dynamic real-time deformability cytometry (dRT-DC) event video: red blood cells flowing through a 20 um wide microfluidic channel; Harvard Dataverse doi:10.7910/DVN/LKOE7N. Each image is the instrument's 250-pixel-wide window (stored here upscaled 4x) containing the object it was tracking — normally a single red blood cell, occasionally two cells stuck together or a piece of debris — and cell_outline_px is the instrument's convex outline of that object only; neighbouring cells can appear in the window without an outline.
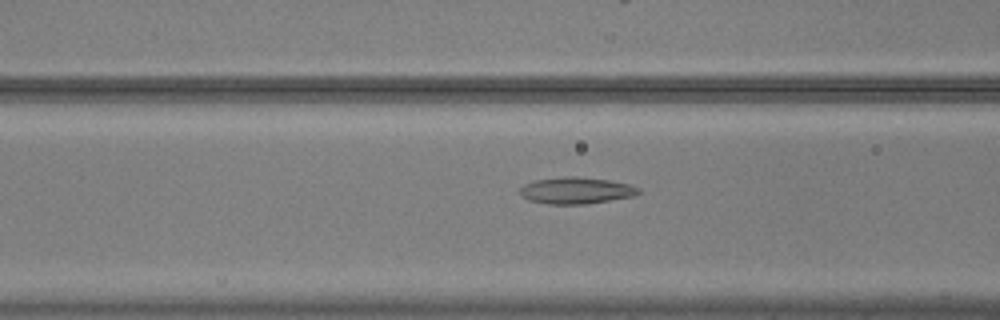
{"species": "common noctule bat (a hibernating species)", "species_latin": "Nyctalus noctula", "temperature_condition": "warm", "stored_images_in_passage": 48, "camera_frame_rate_fps": 3000, "um_per_image_px": 0.085, "animal": {"sex": "male", "body_mass_g": 20.5, "forearm_length_mm": 52.5}, "frame": {"image": 1, "passage_image": 15, "time_ms": 4.667, "image_size_px": [1000, 320], "cell_outline_px": [[640, 192], [636, 196], [584, 204], [548, 204], [528, 200], [520, 196], [520, 188], [524, 184], [536, 180], [564, 176], [576, 176], [608, 180], [632, 184], [640, 188]], "centroid_in_image_um": [48.99, 16.19], "position_along_channel_um": 117.6, "area_um2": 18.55}}
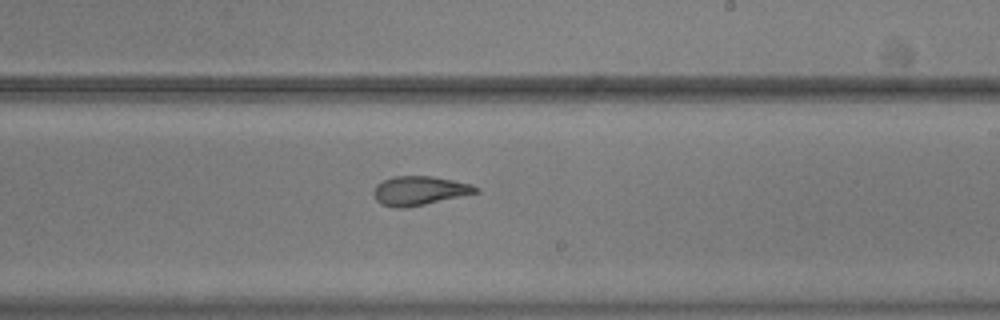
{"frame": {"image": 2, "passage_image": 26, "time_ms": 8.333, "image_size_px": [1000, 320], "cell_outline_px": [[480, 192], [408, 208], [396, 208], [380, 204], [376, 200], [372, 192], [376, 184], [392, 176], [432, 176], [472, 184], [480, 188]], "centroid_in_image_um": [35.64, 16.21], "position_along_channel_um": 253.4, "area_um2": 17.51}}
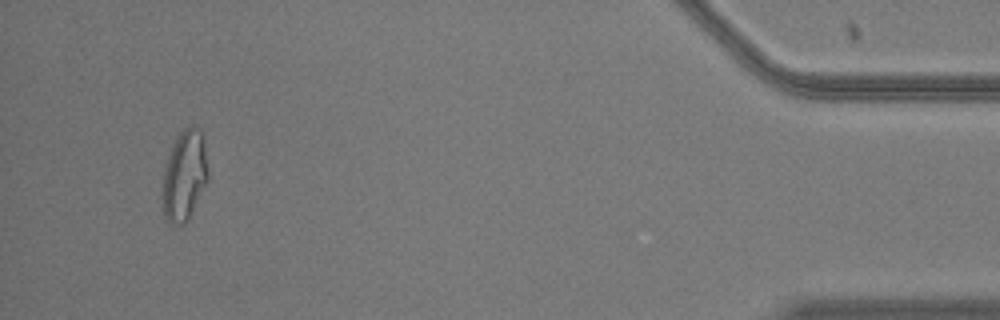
{"frame": {"image": 3, "passage_image": 45, "time_ms": 14.667, "image_size_px": [1000, 320], "cell_outline_px": [[208, 180], [188, 220], [184, 224], [168, 224], [164, 216], [160, 196], [164, 168], [168, 156], [180, 132], [188, 124], [192, 124], [200, 128], [204, 136], [208, 168]], "centroid_in_image_um": [15.67, 14.93], "position_along_channel_um": 419.5, "area_um2": 24.62}, "authors_computed_cell_mechanics": {"area_um2": 19.3052, "velocity_mm_per_s": 3.6961, "shape_relaxation_time_tau1_ms": null, "shape_relaxation_time_tau2_ms": 2.2824, "deformation_change_tau1": null, "deformation_change_tau2": 0.1026}}